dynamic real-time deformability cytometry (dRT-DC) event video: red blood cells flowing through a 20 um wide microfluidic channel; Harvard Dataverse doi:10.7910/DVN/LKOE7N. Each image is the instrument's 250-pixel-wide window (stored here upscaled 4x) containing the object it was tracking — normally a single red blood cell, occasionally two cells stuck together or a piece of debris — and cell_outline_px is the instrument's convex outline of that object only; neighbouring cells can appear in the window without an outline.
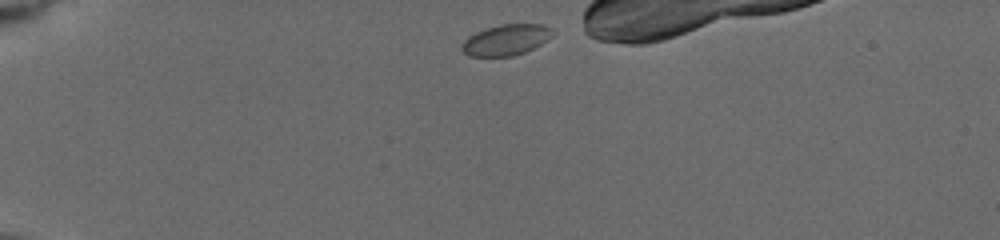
{"species": "common noctule bat (a hibernating species)", "species_latin": "Nyctalus noctula", "temperature_condition": "cold", "stored_images_in_passage": 7, "camera_frame_rate_fps": 3000, "um_per_image_px": 0.085, "animal": {"sex": "female", "body_mass_g": 19.5, "forearm_length_mm": 54.1}, "frame": {"image": 1, "passage_image": 1, "time_ms": 0.0, "image_size_px": [1000, 240], "cell_outline_px": [[556, 32], [548, 40], [524, 52], [512, 56], [468, 56], [460, 48], [464, 40], [468, 36], [484, 28], [500, 24], [544, 24], [552, 28]], "centroid_in_image_um": [43.03, 3.37], "position_along_channel_um": 42.0, "area_um2": 16.47}}
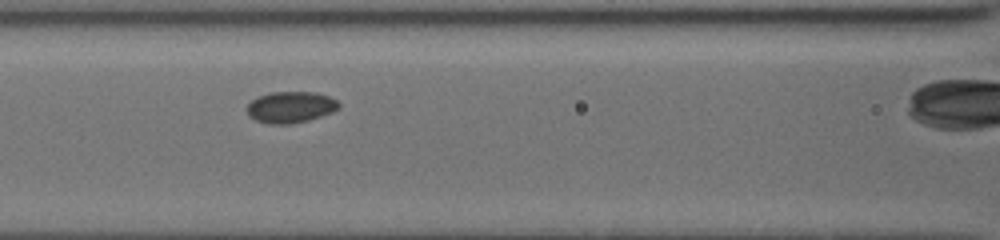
{"frame": {"image": 2, "passage_image": 5, "time_ms": 4.0, "image_size_px": [1000, 240], "cell_outline_px": [[340, 108], [332, 112], [308, 120], [288, 124], [268, 124], [256, 120], [248, 116], [248, 104], [256, 96], [268, 92], [316, 92], [328, 96], [336, 100], [340, 104]], "centroid_in_image_um": [24.69, 9.1], "position_along_channel_um": 141.9, "area_um2": 16.82}}
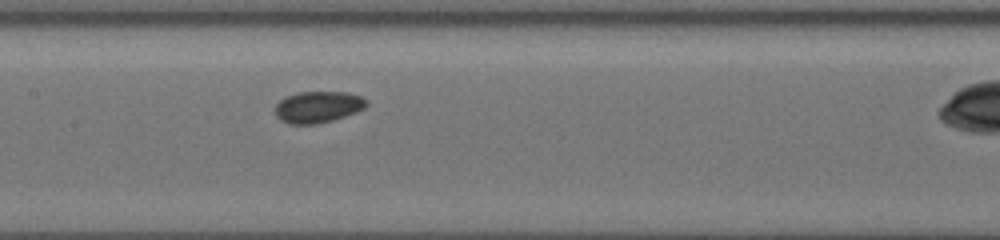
{"frame": {"image": 3, "passage_image": 6, "time_ms": 5.0, "image_size_px": [1000, 240], "cell_outline_px": [[368, 104], [364, 108], [356, 112], [332, 120], [316, 124], [288, 124], [280, 120], [276, 116], [276, 104], [284, 96], [296, 92], [348, 92], [360, 96], [368, 100]], "centroid_in_image_um": [27.01, 9.08], "position_along_channel_um": 180.4, "area_um2": 16.88}}